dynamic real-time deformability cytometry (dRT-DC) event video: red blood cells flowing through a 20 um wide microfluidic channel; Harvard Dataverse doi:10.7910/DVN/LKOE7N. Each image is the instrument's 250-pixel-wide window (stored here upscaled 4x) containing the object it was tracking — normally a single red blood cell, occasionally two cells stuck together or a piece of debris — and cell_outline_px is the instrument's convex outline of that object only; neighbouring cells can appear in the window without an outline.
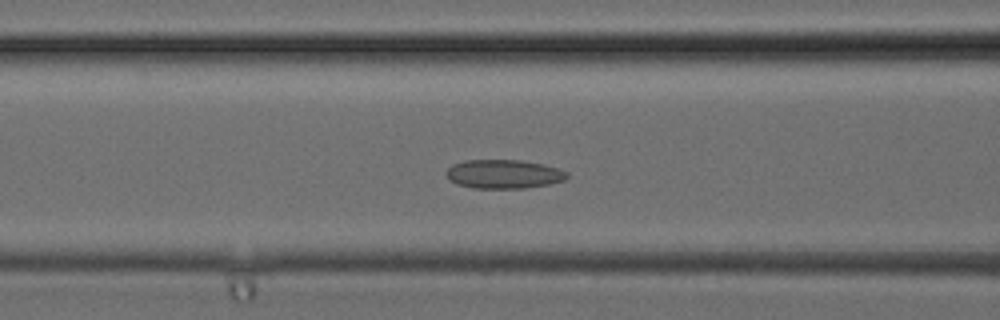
{"species": "common noctule bat (a hibernating species)", "species_latin": "Nyctalus noctula", "temperature_condition": "cold", "stored_images_in_passage": 18, "camera_frame_rate_fps": 3000, "um_per_image_px": 0.085, "animal": {"sex": "female", "body_mass_g": 24.6, "forearm_length_mm": 56.2}, "frame": {"image": 1, "passage_image": 10, "time_ms": 3.0, "image_size_px": [1000, 320], "cell_outline_px": [[568, 176], [564, 180], [548, 184], [524, 188], [472, 188], [456, 184], [448, 180], [444, 172], [452, 164], [464, 160], [520, 160], [544, 164], [560, 168], [568, 172]], "centroid_in_image_um": [42.78, 14.79], "position_along_channel_um": 123.8, "area_um2": 20.58}}